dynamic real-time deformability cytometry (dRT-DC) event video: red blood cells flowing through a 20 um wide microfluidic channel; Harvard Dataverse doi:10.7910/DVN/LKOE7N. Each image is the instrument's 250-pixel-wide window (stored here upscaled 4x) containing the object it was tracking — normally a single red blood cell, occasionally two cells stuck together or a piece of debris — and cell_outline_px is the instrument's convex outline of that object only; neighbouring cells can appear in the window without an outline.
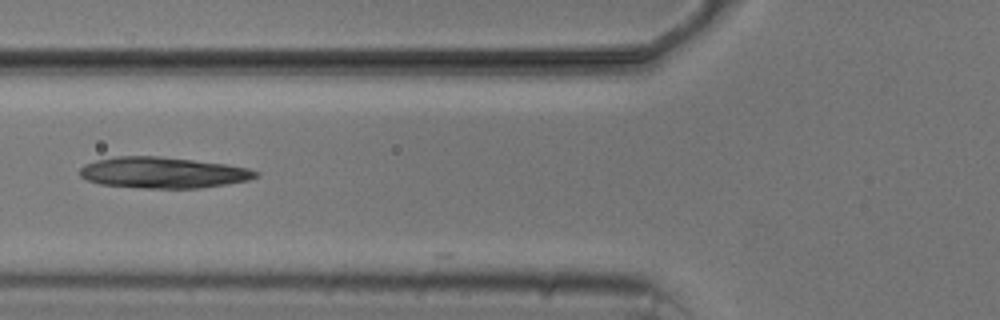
{"species": "common noctule bat (a hibernating species)", "species_latin": "Nyctalus noctula", "temperature_condition": "cold", "stored_images_in_passage": 7, "camera_frame_rate_fps": 3000, "um_per_image_px": 0.085, "animal": {"sex": "male", "body_mass_g": 20.5, "forearm_length_mm": 52.5}, "frame": {"image": 1, "passage_image": 5, "time_ms": 5.667, "image_size_px": [1000, 320], "cell_outline_px": [[260, 176], [248, 180], [200, 188], [144, 188], [100, 184], [88, 180], [80, 176], [80, 168], [84, 164], [96, 160], [116, 156], [160, 156], [224, 164], [248, 168], [260, 172]], "centroid_in_image_um": [13.84, 14.67], "position_along_channel_um": 112.0, "area_um2": 31.73}}
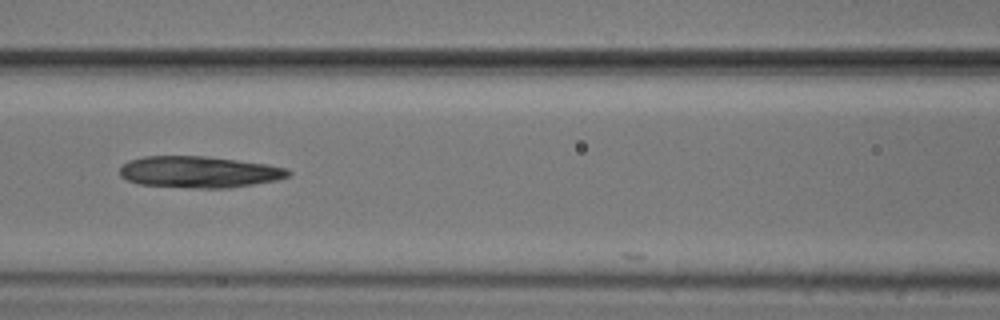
{"frame": {"image": 2, "passage_image": 6, "time_ms": 6.667, "image_size_px": [1000, 320], "cell_outline_px": [[292, 172], [288, 176], [276, 180], [228, 188], [192, 188], [140, 184], [128, 180], [120, 176], [120, 168], [128, 160], [144, 156], [204, 156], [268, 164], [288, 168]], "centroid_in_image_um": [16.92, 14.61], "position_along_channel_um": 149.7, "area_um2": 30.87}}